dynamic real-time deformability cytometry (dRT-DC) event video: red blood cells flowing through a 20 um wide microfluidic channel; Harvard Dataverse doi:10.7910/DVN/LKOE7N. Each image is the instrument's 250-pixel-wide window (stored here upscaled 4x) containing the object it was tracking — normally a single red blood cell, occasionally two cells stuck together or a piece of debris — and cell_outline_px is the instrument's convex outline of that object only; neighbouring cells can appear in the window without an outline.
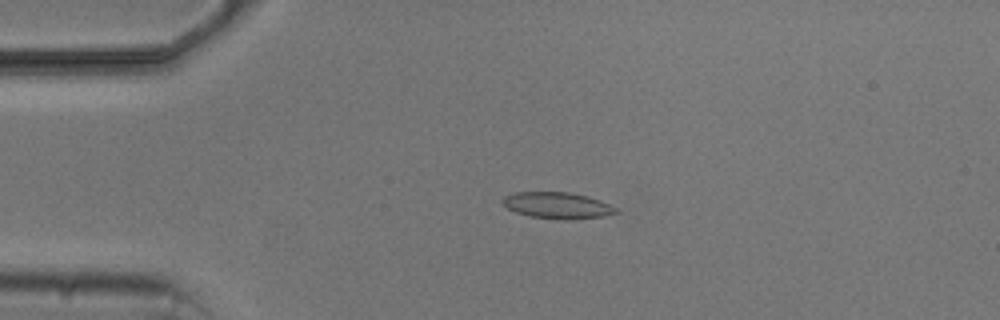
{"species": "common noctule bat (a hibernating species)", "species_latin": "Nyctalus noctula", "temperature_condition": "cold", "stored_images_in_passage": 4, "camera_frame_rate_fps": 3000, "um_per_image_px": 0.085, "animal": {"sex": "male", "body_mass_g": 20.5, "forearm_length_mm": 52.5}, "frame": {"image": 1, "passage_image": 3, "time_ms": 3.667, "image_size_px": [1000, 320], "cell_outline_px": [[620, 212], [604, 216], [568, 220], [564, 220], [532, 216], [516, 212], [508, 208], [500, 200], [504, 196], [516, 192], [568, 192], [588, 196], [600, 200], [616, 208]], "centroid_in_image_um": [47.39, 17.45], "position_along_channel_um": 37.6, "area_um2": 17.34}}